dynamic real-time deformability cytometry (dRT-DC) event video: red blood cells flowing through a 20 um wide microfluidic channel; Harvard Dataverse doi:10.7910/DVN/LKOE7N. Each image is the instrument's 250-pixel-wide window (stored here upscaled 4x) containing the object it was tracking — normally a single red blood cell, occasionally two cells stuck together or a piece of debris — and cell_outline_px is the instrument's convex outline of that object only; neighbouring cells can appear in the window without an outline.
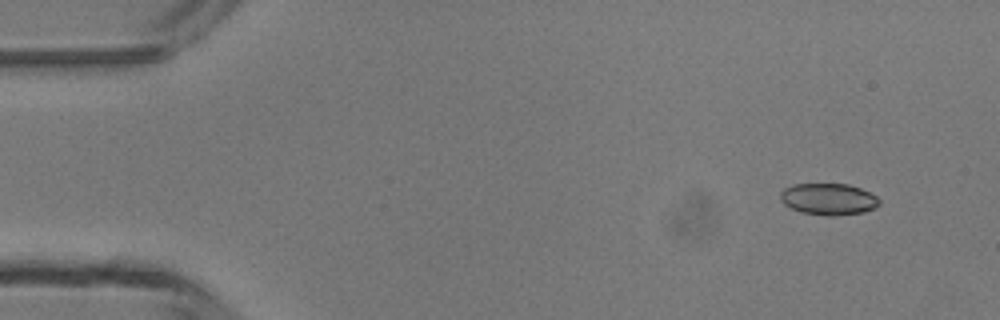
{"species": "common noctule bat (a hibernating species)", "species_latin": "Nyctalus noctula", "temperature_condition": "room temperature", "stored_images_in_passage": 3, "camera_frame_rate_fps": 3000, "um_per_image_px": 0.085, "animal": {"sex": "male", "body_mass_g": 13.3}, "frame": {"image": 1, "passage_image": 1, "time_ms": 0.0, "image_size_px": [1000, 320], "cell_outline_px": [[880, 204], [864, 212], [836, 216], [828, 216], [800, 212], [784, 204], [780, 200], [780, 192], [784, 188], [792, 184], [848, 184], [860, 188], [876, 196], [880, 200]], "centroid_in_image_um": [70.4, 16.92], "position_along_channel_um": 14.6, "area_um2": 18.26}}
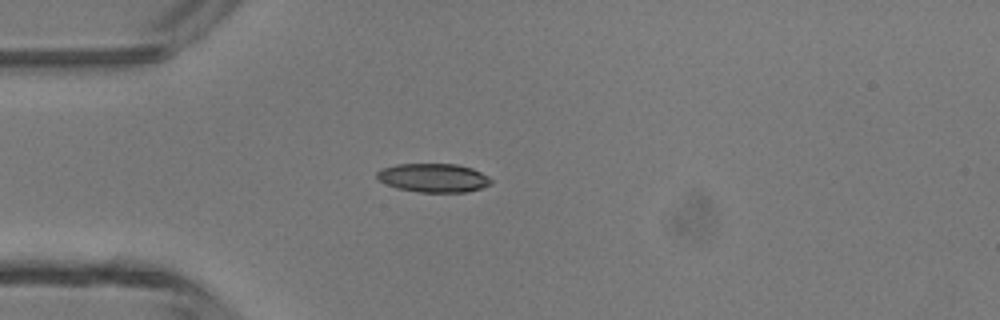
{"frame": {"image": 2, "passage_image": 3, "time_ms": 3.0, "image_size_px": [1000, 320], "cell_outline_px": [[492, 184], [468, 192], [420, 192], [396, 188], [380, 180], [376, 176], [376, 172], [384, 168], [396, 164], [456, 164], [472, 168], [488, 176], [492, 180]], "centroid_in_image_um": [36.87, 15.12], "position_along_channel_um": 48.1, "area_um2": 19.02}}